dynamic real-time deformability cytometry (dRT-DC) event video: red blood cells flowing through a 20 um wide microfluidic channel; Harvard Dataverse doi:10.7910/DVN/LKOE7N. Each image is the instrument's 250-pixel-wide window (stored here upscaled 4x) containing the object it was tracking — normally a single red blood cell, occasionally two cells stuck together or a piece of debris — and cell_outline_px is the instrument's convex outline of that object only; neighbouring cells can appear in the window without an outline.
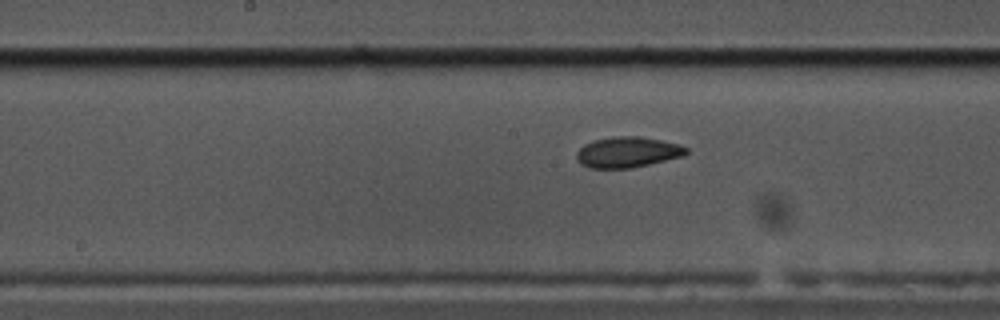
{"species": "common noctule bat (a hibernating species)", "species_latin": "Nyctalus noctula", "temperature_condition": "cold", "stored_images_in_passage": 26, "camera_frame_rate_fps": 3000, "um_per_image_px": 0.085, "animal": {"sex": "male", "body_mass_g": 17.5, "forearm_length_mm": 52.3}, "frame": {"image": 1, "passage_image": 16, "time_ms": 5.0, "image_size_px": [1000, 320], "cell_outline_px": [[688, 152], [684, 156], [632, 168], [588, 168], [580, 164], [576, 160], [576, 152], [584, 144], [592, 140], [612, 136], [640, 136], [680, 144], [688, 148]], "centroid_in_image_um": [53.32, 12.93], "position_along_channel_um": 194.9, "area_um2": 19.88}}
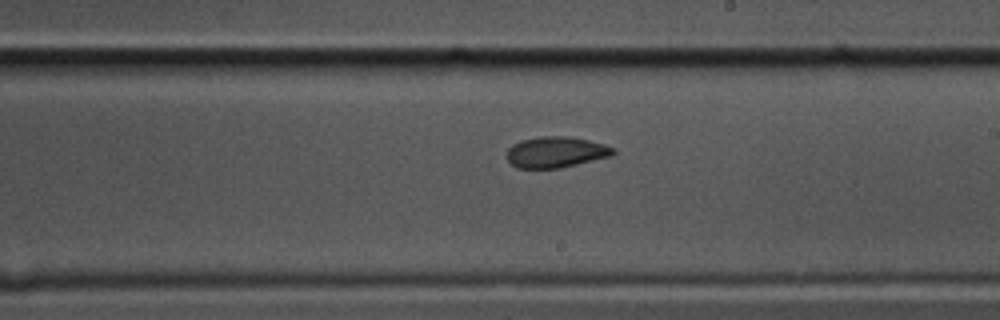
{"frame": {"image": 2, "passage_image": 20, "time_ms": 6.333, "image_size_px": [1000, 320], "cell_outline_px": [[616, 152], [612, 156], [560, 168], [516, 168], [508, 160], [508, 148], [512, 144], [520, 140], [540, 136], [568, 136], [588, 140], [604, 144], [616, 148]], "centroid_in_image_um": [47.27, 12.92], "position_along_channel_um": 241.7, "area_um2": 19.31}}
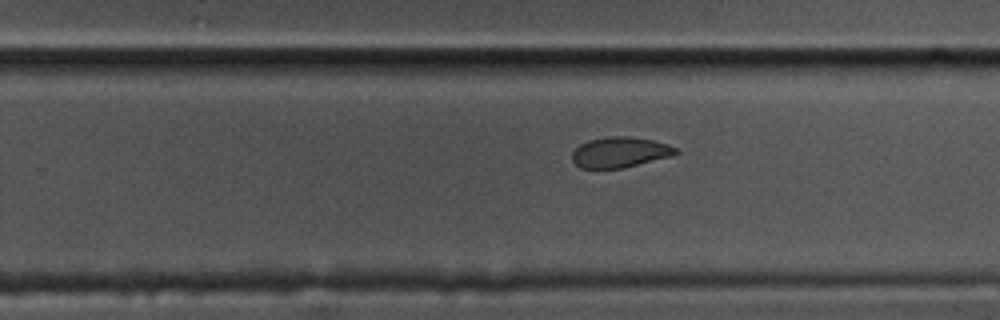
{"frame": {"image": 3, "passage_image": 23, "time_ms": 7.333, "image_size_px": [1000, 320], "cell_outline_px": [[680, 152], [672, 156], [620, 168], [580, 168], [572, 160], [572, 152], [580, 144], [588, 140], [608, 136], [628, 136], [652, 140], [668, 144], [676, 148]], "centroid_in_image_um": [52.69, 12.93], "position_along_channel_um": 277.1, "area_um2": 18.32}}